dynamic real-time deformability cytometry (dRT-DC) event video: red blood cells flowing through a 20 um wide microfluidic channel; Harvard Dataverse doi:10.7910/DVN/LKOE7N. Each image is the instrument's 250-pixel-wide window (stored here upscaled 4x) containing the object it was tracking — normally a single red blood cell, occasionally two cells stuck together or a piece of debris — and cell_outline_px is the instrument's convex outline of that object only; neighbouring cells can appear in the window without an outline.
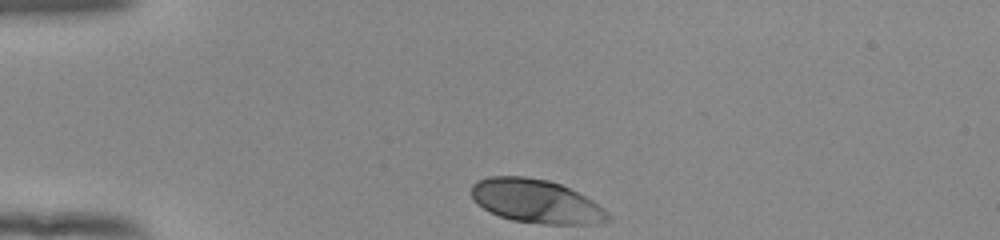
{"species": "human", "species_latin": "Homo sapiens", "temperature_condition": "room temperature", "stored_images_in_passage": 33, "camera_frame_rate_fps": 3000, "um_per_image_px": 0.085, "donor": {"sex": "female"}, "frame": {"image": 1, "passage_image": 1, "time_ms": 0.0, "image_size_px": [1000, 240], "cell_outline_px": [[612, 220], [596, 224], [544, 224], [512, 220], [500, 216], [476, 204], [472, 200], [472, 184], [476, 180], [488, 176], [524, 176], [548, 180], [560, 184], [592, 200], [604, 208], [612, 216]], "centroid_in_image_um": [45.58, 17.11], "position_along_channel_um": 39.4, "area_um2": 34.85}}
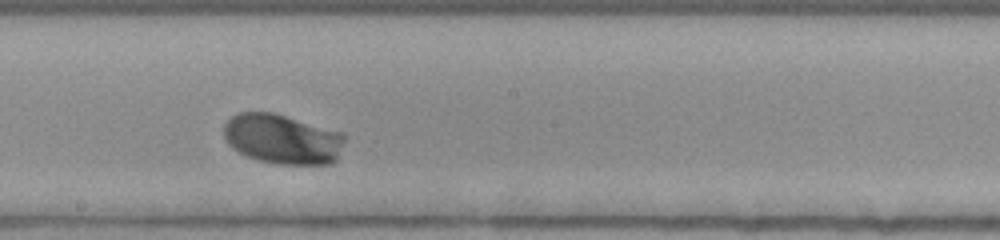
{"frame": {"image": 2, "passage_image": 19, "time_ms": 6.0, "image_size_px": [1000, 240], "cell_outline_px": [[344, 140], [336, 160], [332, 164], [276, 164], [260, 160], [248, 156], [232, 148], [228, 144], [224, 136], [224, 124], [232, 116], [240, 112], [272, 112], [344, 132]], "centroid_in_image_um": [24.01, 11.81], "position_along_channel_um": 224.2, "area_um2": 35.08}}
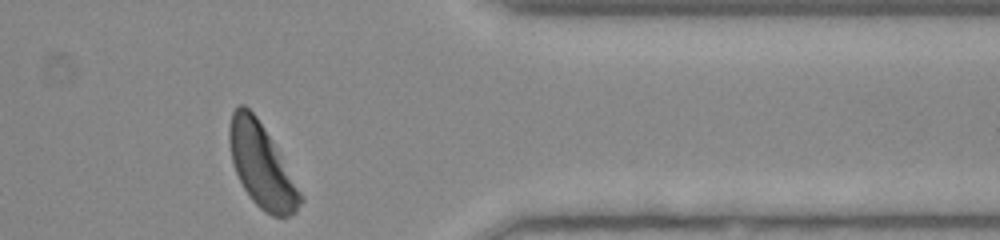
{"frame": {"image": 3, "passage_image": 33, "time_ms": 10.667, "image_size_px": [1000, 240], "cell_outline_px": [[304, 200], [296, 212], [288, 216], [272, 216], [260, 208], [252, 200], [244, 188], [236, 172], [232, 160], [228, 140], [228, 128], [232, 112], [240, 104], [244, 104], [256, 116], [304, 196]], "centroid_in_image_um": [22.22, 14.1], "position_along_channel_um": 389.2, "area_um2": 33.81}, "authors_computed_cell_mechanics": {"area_um2": 34.68, "velocity_mm_per_s": 3.8125, "shape_relaxation_time_tau1_ms": 1.8051, "shape_relaxation_time_tau2_ms": null, "deformation_change_tau1": 0.162, "deformation_change_tau2": null}}